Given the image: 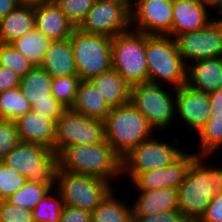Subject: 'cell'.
<instances>
[{"label": "cell", "mask_w": 222, "mask_h": 222, "mask_svg": "<svg viewBox=\"0 0 222 222\" xmlns=\"http://www.w3.org/2000/svg\"><path fill=\"white\" fill-rule=\"evenodd\" d=\"M21 142L36 143L55 152L57 123L32 109L15 120Z\"/></svg>", "instance_id": "cell-18"}, {"label": "cell", "mask_w": 222, "mask_h": 222, "mask_svg": "<svg viewBox=\"0 0 222 222\" xmlns=\"http://www.w3.org/2000/svg\"><path fill=\"white\" fill-rule=\"evenodd\" d=\"M40 66L52 78L78 76L70 39L52 41Z\"/></svg>", "instance_id": "cell-22"}, {"label": "cell", "mask_w": 222, "mask_h": 222, "mask_svg": "<svg viewBox=\"0 0 222 222\" xmlns=\"http://www.w3.org/2000/svg\"><path fill=\"white\" fill-rule=\"evenodd\" d=\"M0 222H35L30 209L20 208L0 200Z\"/></svg>", "instance_id": "cell-38"}, {"label": "cell", "mask_w": 222, "mask_h": 222, "mask_svg": "<svg viewBox=\"0 0 222 222\" xmlns=\"http://www.w3.org/2000/svg\"><path fill=\"white\" fill-rule=\"evenodd\" d=\"M17 125L12 120L0 122V160L20 143Z\"/></svg>", "instance_id": "cell-37"}, {"label": "cell", "mask_w": 222, "mask_h": 222, "mask_svg": "<svg viewBox=\"0 0 222 222\" xmlns=\"http://www.w3.org/2000/svg\"><path fill=\"white\" fill-rule=\"evenodd\" d=\"M186 222H200L199 220H186Z\"/></svg>", "instance_id": "cell-51"}, {"label": "cell", "mask_w": 222, "mask_h": 222, "mask_svg": "<svg viewBox=\"0 0 222 222\" xmlns=\"http://www.w3.org/2000/svg\"><path fill=\"white\" fill-rule=\"evenodd\" d=\"M146 61L148 82L170 85L172 89L186 84L187 65L179 54L175 38L146 34Z\"/></svg>", "instance_id": "cell-3"}, {"label": "cell", "mask_w": 222, "mask_h": 222, "mask_svg": "<svg viewBox=\"0 0 222 222\" xmlns=\"http://www.w3.org/2000/svg\"><path fill=\"white\" fill-rule=\"evenodd\" d=\"M184 151L175 161L159 169L139 173L132 181L137 191H150L161 188L177 189L186 178L197 153Z\"/></svg>", "instance_id": "cell-15"}, {"label": "cell", "mask_w": 222, "mask_h": 222, "mask_svg": "<svg viewBox=\"0 0 222 222\" xmlns=\"http://www.w3.org/2000/svg\"><path fill=\"white\" fill-rule=\"evenodd\" d=\"M199 221L222 222V192L214 196Z\"/></svg>", "instance_id": "cell-41"}, {"label": "cell", "mask_w": 222, "mask_h": 222, "mask_svg": "<svg viewBox=\"0 0 222 222\" xmlns=\"http://www.w3.org/2000/svg\"><path fill=\"white\" fill-rule=\"evenodd\" d=\"M210 157L198 155L177 188L178 210L187 220H199L214 196L222 192V166L209 165Z\"/></svg>", "instance_id": "cell-1"}, {"label": "cell", "mask_w": 222, "mask_h": 222, "mask_svg": "<svg viewBox=\"0 0 222 222\" xmlns=\"http://www.w3.org/2000/svg\"><path fill=\"white\" fill-rule=\"evenodd\" d=\"M152 135L138 146L132 148L122 157V176H128L129 183L139 173L159 169L175 161L185 150L179 148L181 140L178 136L171 143ZM173 142V143H172ZM178 146V147H177Z\"/></svg>", "instance_id": "cell-9"}, {"label": "cell", "mask_w": 222, "mask_h": 222, "mask_svg": "<svg viewBox=\"0 0 222 222\" xmlns=\"http://www.w3.org/2000/svg\"><path fill=\"white\" fill-rule=\"evenodd\" d=\"M112 69L130 85L148 82L146 34L130 29L112 38Z\"/></svg>", "instance_id": "cell-6"}, {"label": "cell", "mask_w": 222, "mask_h": 222, "mask_svg": "<svg viewBox=\"0 0 222 222\" xmlns=\"http://www.w3.org/2000/svg\"><path fill=\"white\" fill-rule=\"evenodd\" d=\"M215 16L213 17V20L216 22V24L219 26L221 32H222V14L221 16L219 17V14H218V18H217V15L214 14Z\"/></svg>", "instance_id": "cell-49"}, {"label": "cell", "mask_w": 222, "mask_h": 222, "mask_svg": "<svg viewBox=\"0 0 222 222\" xmlns=\"http://www.w3.org/2000/svg\"><path fill=\"white\" fill-rule=\"evenodd\" d=\"M105 140L104 121L87 117L71 108L57 121L55 153L73 145H94Z\"/></svg>", "instance_id": "cell-11"}, {"label": "cell", "mask_w": 222, "mask_h": 222, "mask_svg": "<svg viewBox=\"0 0 222 222\" xmlns=\"http://www.w3.org/2000/svg\"><path fill=\"white\" fill-rule=\"evenodd\" d=\"M21 76L11 68L0 65V93L6 90L19 87Z\"/></svg>", "instance_id": "cell-42"}, {"label": "cell", "mask_w": 222, "mask_h": 222, "mask_svg": "<svg viewBox=\"0 0 222 222\" xmlns=\"http://www.w3.org/2000/svg\"><path fill=\"white\" fill-rule=\"evenodd\" d=\"M175 39L186 65L198 60L222 57V32L214 20L201 30L182 33Z\"/></svg>", "instance_id": "cell-13"}, {"label": "cell", "mask_w": 222, "mask_h": 222, "mask_svg": "<svg viewBox=\"0 0 222 222\" xmlns=\"http://www.w3.org/2000/svg\"><path fill=\"white\" fill-rule=\"evenodd\" d=\"M104 130L105 140L121 157L155 132L131 102L111 108L104 120Z\"/></svg>", "instance_id": "cell-4"}, {"label": "cell", "mask_w": 222, "mask_h": 222, "mask_svg": "<svg viewBox=\"0 0 222 222\" xmlns=\"http://www.w3.org/2000/svg\"><path fill=\"white\" fill-rule=\"evenodd\" d=\"M186 84L205 93L222 88V57L203 59L187 65Z\"/></svg>", "instance_id": "cell-21"}, {"label": "cell", "mask_w": 222, "mask_h": 222, "mask_svg": "<svg viewBox=\"0 0 222 222\" xmlns=\"http://www.w3.org/2000/svg\"><path fill=\"white\" fill-rule=\"evenodd\" d=\"M69 39L81 80H90L112 69V38L75 28Z\"/></svg>", "instance_id": "cell-8"}, {"label": "cell", "mask_w": 222, "mask_h": 222, "mask_svg": "<svg viewBox=\"0 0 222 222\" xmlns=\"http://www.w3.org/2000/svg\"><path fill=\"white\" fill-rule=\"evenodd\" d=\"M210 8L204 0H173L172 37L206 27L213 21Z\"/></svg>", "instance_id": "cell-17"}, {"label": "cell", "mask_w": 222, "mask_h": 222, "mask_svg": "<svg viewBox=\"0 0 222 222\" xmlns=\"http://www.w3.org/2000/svg\"><path fill=\"white\" fill-rule=\"evenodd\" d=\"M51 42L42 32L34 28L10 44L34 66H40Z\"/></svg>", "instance_id": "cell-28"}, {"label": "cell", "mask_w": 222, "mask_h": 222, "mask_svg": "<svg viewBox=\"0 0 222 222\" xmlns=\"http://www.w3.org/2000/svg\"><path fill=\"white\" fill-rule=\"evenodd\" d=\"M72 110L87 117L104 121L111 108L89 80H81Z\"/></svg>", "instance_id": "cell-25"}, {"label": "cell", "mask_w": 222, "mask_h": 222, "mask_svg": "<svg viewBox=\"0 0 222 222\" xmlns=\"http://www.w3.org/2000/svg\"><path fill=\"white\" fill-rule=\"evenodd\" d=\"M1 161L26 177L29 182L55 188L59 168L58 155L50 148L20 142Z\"/></svg>", "instance_id": "cell-5"}, {"label": "cell", "mask_w": 222, "mask_h": 222, "mask_svg": "<svg viewBox=\"0 0 222 222\" xmlns=\"http://www.w3.org/2000/svg\"><path fill=\"white\" fill-rule=\"evenodd\" d=\"M210 117L213 114H222V88L208 93Z\"/></svg>", "instance_id": "cell-44"}, {"label": "cell", "mask_w": 222, "mask_h": 222, "mask_svg": "<svg viewBox=\"0 0 222 222\" xmlns=\"http://www.w3.org/2000/svg\"><path fill=\"white\" fill-rule=\"evenodd\" d=\"M0 65L11 68L21 77L35 66L11 44L0 43Z\"/></svg>", "instance_id": "cell-34"}, {"label": "cell", "mask_w": 222, "mask_h": 222, "mask_svg": "<svg viewBox=\"0 0 222 222\" xmlns=\"http://www.w3.org/2000/svg\"><path fill=\"white\" fill-rule=\"evenodd\" d=\"M26 177L0 160V200H5L24 187Z\"/></svg>", "instance_id": "cell-36"}, {"label": "cell", "mask_w": 222, "mask_h": 222, "mask_svg": "<svg viewBox=\"0 0 222 222\" xmlns=\"http://www.w3.org/2000/svg\"><path fill=\"white\" fill-rule=\"evenodd\" d=\"M173 0H136L131 29L147 35L172 37Z\"/></svg>", "instance_id": "cell-14"}, {"label": "cell", "mask_w": 222, "mask_h": 222, "mask_svg": "<svg viewBox=\"0 0 222 222\" xmlns=\"http://www.w3.org/2000/svg\"><path fill=\"white\" fill-rule=\"evenodd\" d=\"M51 189L52 188L47 185L27 181L24 187L5 200L17 207L33 210L37 203L42 200Z\"/></svg>", "instance_id": "cell-32"}, {"label": "cell", "mask_w": 222, "mask_h": 222, "mask_svg": "<svg viewBox=\"0 0 222 222\" xmlns=\"http://www.w3.org/2000/svg\"><path fill=\"white\" fill-rule=\"evenodd\" d=\"M110 2H115L118 4H121L123 7H125L130 13L133 11L136 0H106Z\"/></svg>", "instance_id": "cell-47"}, {"label": "cell", "mask_w": 222, "mask_h": 222, "mask_svg": "<svg viewBox=\"0 0 222 222\" xmlns=\"http://www.w3.org/2000/svg\"><path fill=\"white\" fill-rule=\"evenodd\" d=\"M64 202L57 190L51 189L32 210L35 222H59Z\"/></svg>", "instance_id": "cell-31"}, {"label": "cell", "mask_w": 222, "mask_h": 222, "mask_svg": "<svg viewBox=\"0 0 222 222\" xmlns=\"http://www.w3.org/2000/svg\"><path fill=\"white\" fill-rule=\"evenodd\" d=\"M58 171L92 175L113 184V179L122 177V157L104 140L94 145L65 147L58 154Z\"/></svg>", "instance_id": "cell-2"}, {"label": "cell", "mask_w": 222, "mask_h": 222, "mask_svg": "<svg viewBox=\"0 0 222 222\" xmlns=\"http://www.w3.org/2000/svg\"><path fill=\"white\" fill-rule=\"evenodd\" d=\"M30 110L31 105L19 87L0 93V115L3 120L15 121Z\"/></svg>", "instance_id": "cell-30"}, {"label": "cell", "mask_w": 222, "mask_h": 222, "mask_svg": "<svg viewBox=\"0 0 222 222\" xmlns=\"http://www.w3.org/2000/svg\"><path fill=\"white\" fill-rule=\"evenodd\" d=\"M78 28L86 33L113 38L131 29V13L121 4L96 0Z\"/></svg>", "instance_id": "cell-12"}, {"label": "cell", "mask_w": 222, "mask_h": 222, "mask_svg": "<svg viewBox=\"0 0 222 222\" xmlns=\"http://www.w3.org/2000/svg\"><path fill=\"white\" fill-rule=\"evenodd\" d=\"M31 109L38 114L54 120L56 123L66 109L57 100L36 102Z\"/></svg>", "instance_id": "cell-39"}, {"label": "cell", "mask_w": 222, "mask_h": 222, "mask_svg": "<svg viewBox=\"0 0 222 222\" xmlns=\"http://www.w3.org/2000/svg\"><path fill=\"white\" fill-rule=\"evenodd\" d=\"M54 0H18L20 6L38 7L43 4L53 2Z\"/></svg>", "instance_id": "cell-46"}, {"label": "cell", "mask_w": 222, "mask_h": 222, "mask_svg": "<svg viewBox=\"0 0 222 222\" xmlns=\"http://www.w3.org/2000/svg\"><path fill=\"white\" fill-rule=\"evenodd\" d=\"M35 28L51 41L69 39L75 29L54 1L35 7Z\"/></svg>", "instance_id": "cell-20"}, {"label": "cell", "mask_w": 222, "mask_h": 222, "mask_svg": "<svg viewBox=\"0 0 222 222\" xmlns=\"http://www.w3.org/2000/svg\"><path fill=\"white\" fill-rule=\"evenodd\" d=\"M198 155L213 156L222 149V114H213L197 132ZM220 148V149H219Z\"/></svg>", "instance_id": "cell-29"}, {"label": "cell", "mask_w": 222, "mask_h": 222, "mask_svg": "<svg viewBox=\"0 0 222 222\" xmlns=\"http://www.w3.org/2000/svg\"><path fill=\"white\" fill-rule=\"evenodd\" d=\"M136 193L138 197L132 202L133 221H147L158 212L178 209V190L175 188Z\"/></svg>", "instance_id": "cell-19"}, {"label": "cell", "mask_w": 222, "mask_h": 222, "mask_svg": "<svg viewBox=\"0 0 222 222\" xmlns=\"http://www.w3.org/2000/svg\"><path fill=\"white\" fill-rule=\"evenodd\" d=\"M52 76L41 66H35L25 76L21 77L19 88L28 99L31 107L36 102L57 100L52 95Z\"/></svg>", "instance_id": "cell-26"}, {"label": "cell", "mask_w": 222, "mask_h": 222, "mask_svg": "<svg viewBox=\"0 0 222 222\" xmlns=\"http://www.w3.org/2000/svg\"><path fill=\"white\" fill-rule=\"evenodd\" d=\"M115 189L91 212L92 222H134L132 205L117 198Z\"/></svg>", "instance_id": "cell-27"}, {"label": "cell", "mask_w": 222, "mask_h": 222, "mask_svg": "<svg viewBox=\"0 0 222 222\" xmlns=\"http://www.w3.org/2000/svg\"><path fill=\"white\" fill-rule=\"evenodd\" d=\"M96 0H55L66 18L78 28L94 6Z\"/></svg>", "instance_id": "cell-35"}, {"label": "cell", "mask_w": 222, "mask_h": 222, "mask_svg": "<svg viewBox=\"0 0 222 222\" xmlns=\"http://www.w3.org/2000/svg\"><path fill=\"white\" fill-rule=\"evenodd\" d=\"M81 78L79 76L57 77L52 79V95L66 109L72 108Z\"/></svg>", "instance_id": "cell-33"}, {"label": "cell", "mask_w": 222, "mask_h": 222, "mask_svg": "<svg viewBox=\"0 0 222 222\" xmlns=\"http://www.w3.org/2000/svg\"><path fill=\"white\" fill-rule=\"evenodd\" d=\"M185 216L178 209L161 211L151 216L148 222H186Z\"/></svg>", "instance_id": "cell-43"}, {"label": "cell", "mask_w": 222, "mask_h": 222, "mask_svg": "<svg viewBox=\"0 0 222 222\" xmlns=\"http://www.w3.org/2000/svg\"><path fill=\"white\" fill-rule=\"evenodd\" d=\"M172 92L167 90V86L150 82L131 86L130 102L144 115L155 132H167L172 122L176 121V89Z\"/></svg>", "instance_id": "cell-7"}, {"label": "cell", "mask_w": 222, "mask_h": 222, "mask_svg": "<svg viewBox=\"0 0 222 222\" xmlns=\"http://www.w3.org/2000/svg\"><path fill=\"white\" fill-rule=\"evenodd\" d=\"M55 189L62 197L64 205L92 212L114 186L100 177L57 171Z\"/></svg>", "instance_id": "cell-10"}, {"label": "cell", "mask_w": 222, "mask_h": 222, "mask_svg": "<svg viewBox=\"0 0 222 222\" xmlns=\"http://www.w3.org/2000/svg\"><path fill=\"white\" fill-rule=\"evenodd\" d=\"M212 9H214L222 0H204Z\"/></svg>", "instance_id": "cell-48"}, {"label": "cell", "mask_w": 222, "mask_h": 222, "mask_svg": "<svg viewBox=\"0 0 222 222\" xmlns=\"http://www.w3.org/2000/svg\"><path fill=\"white\" fill-rule=\"evenodd\" d=\"M214 10L218 11L217 14H222V1L214 8Z\"/></svg>", "instance_id": "cell-50"}, {"label": "cell", "mask_w": 222, "mask_h": 222, "mask_svg": "<svg viewBox=\"0 0 222 222\" xmlns=\"http://www.w3.org/2000/svg\"><path fill=\"white\" fill-rule=\"evenodd\" d=\"M176 120L188 127V131L198 132L210 118L208 93L192 89L187 84L176 89ZM178 115V116H177Z\"/></svg>", "instance_id": "cell-16"}, {"label": "cell", "mask_w": 222, "mask_h": 222, "mask_svg": "<svg viewBox=\"0 0 222 222\" xmlns=\"http://www.w3.org/2000/svg\"><path fill=\"white\" fill-rule=\"evenodd\" d=\"M89 81L98 89L110 108L130 102L131 86L114 69L93 77Z\"/></svg>", "instance_id": "cell-23"}, {"label": "cell", "mask_w": 222, "mask_h": 222, "mask_svg": "<svg viewBox=\"0 0 222 222\" xmlns=\"http://www.w3.org/2000/svg\"><path fill=\"white\" fill-rule=\"evenodd\" d=\"M35 28V8L18 6L0 20V43L10 44Z\"/></svg>", "instance_id": "cell-24"}, {"label": "cell", "mask_w": 222, "mask_h": 222, "mask_svg": "<svg viewBox=\"0 0 222 222\" xmlns=\"http://www.w3.org/2000/svg\"><path fill=\"white\" fill-rule=\"evenodd\" d=\"M59 222H92V214L88 210L64 205Z\"/></svg>", "instance_id": "cell-40"}, {"label": "cell", "mask_w": 222, "mask_h": 222, "mask_svg": "<svg viewBox=\"0 0 222 222\" xmlns=\"http://www.w3.org/2000/svg\"><path fill=\"white\" fill-rule=\"evenodd\" d=\"M18 6V0H0V20Z\"/></svg>", "instance_id": "cell-45"}]
</instances>
